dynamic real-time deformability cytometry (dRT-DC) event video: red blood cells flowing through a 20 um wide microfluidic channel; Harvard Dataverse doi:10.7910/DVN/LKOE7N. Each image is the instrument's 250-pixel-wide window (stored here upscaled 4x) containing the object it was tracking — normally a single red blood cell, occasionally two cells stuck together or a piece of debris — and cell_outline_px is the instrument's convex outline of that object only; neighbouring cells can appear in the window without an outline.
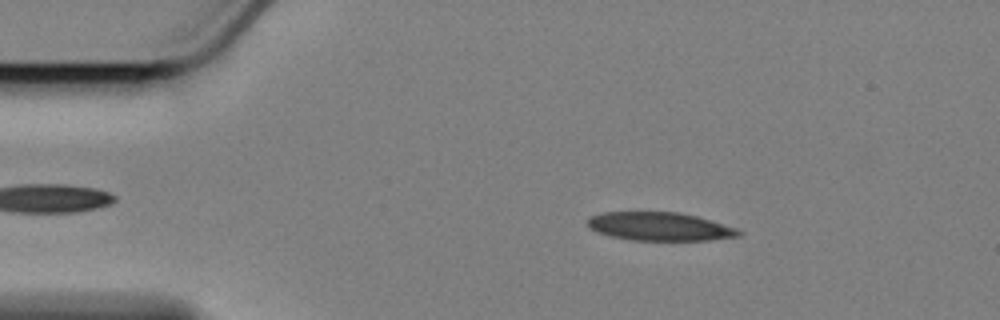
{"species": "Egyptian fruit bat (a non-hibernating species)", "species_latin": "Rousettus aegyptiacus", "temperature_condition": "cold", "stored_images_in_passage": 48, "camera_frame_rate_fps": 3000, "um_per_image_px": 0.085, "animal": {"sex": "female"}, "frame": {"image": 1, "passage_image": 8, "time_ms": 2.333, "image_size_px": [1000, 320], "cell_outline_px": [[744, 232], [740, 236], [708, 240], [632, 240], [612, 236], [600, 232], [592, 228], [588, 224], [588, 216], [604, 212], [680, 212], [712, 220], [736, 228]], "centroid_in_image_um": [56.12, 19.24], "position_along_channel_um": 28.9, "area_um2": 24.85}}
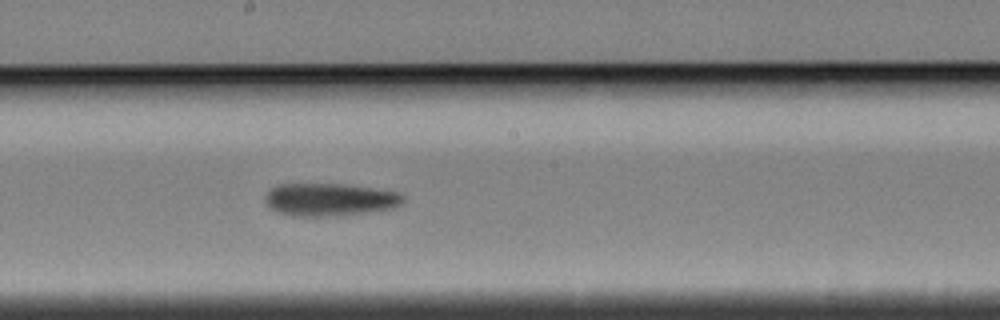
{"frame": {"image": 2, "passage_image": 29, "time_ms": 9.333, "image_size_px": [1000, 320], "cell_outline_px": [[404, 200], [400, 204], [392, 208], [368, 212], [332, 216], [288, 216], [276, 212], [264, 200], [268, 192], [272, 188], [280, 184], [344, 184], [396, 192], [404, 196]], "centroid_in_image_um": [27.99, 16.97], "position_along_channel_um": 220.2, "area_um2": 26.07}}
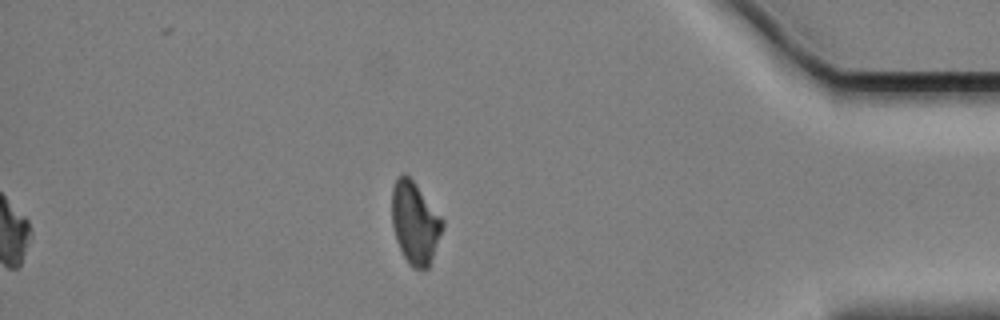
{"frame": {"image": 3, "passage_image": 48, "time_ms": 15.667, "image_size_px": [1000, 320], "cell_outline_px": [[444, 228], [428, 268], [412, 268], [408, 264], [396, 240], [392, 224], [392, 188], [396, 180], [404, 172], [416, 184], [444, 220]], "centroid_in_image_um": [35.28, 18.95], "position_along_channel_um": 399.9, "area_um2": 24.1}, "authors_computed_cell_mechanics": {"area_um2": 26.0967, "velocity_mm_per_s": 3.4273, "shape_relaxation_time_tau1_ms": 9.2937, "shape_relaxation_time_tau2_ms": null, "deformation_change_tau1": 0.1723, "deformation_change_tau2": null}}